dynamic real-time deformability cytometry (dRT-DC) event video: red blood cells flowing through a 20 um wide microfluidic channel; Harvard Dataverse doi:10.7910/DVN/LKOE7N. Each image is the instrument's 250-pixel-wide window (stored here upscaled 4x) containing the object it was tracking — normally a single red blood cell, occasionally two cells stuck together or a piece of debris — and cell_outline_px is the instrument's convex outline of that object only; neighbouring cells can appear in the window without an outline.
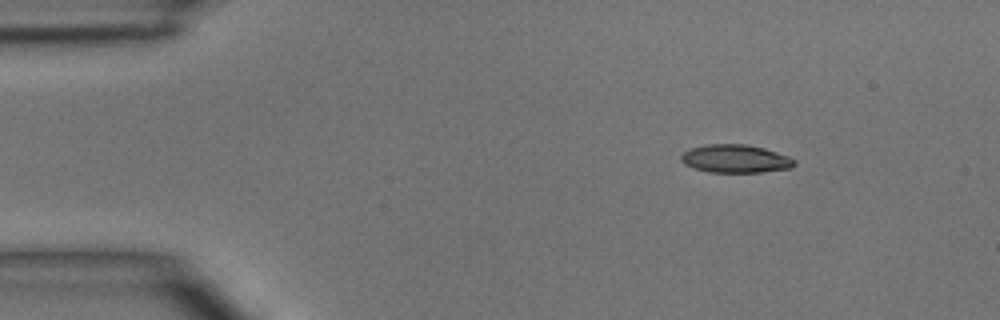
{"species": "common noctule bat (a hibernating species)", "species_latin": "Nyctalus noctula", "temperature_condition": "room temperature", "stored_images_in_passage": 2, "camera_frame_rate_fps": 3000, "um_per_image_px": 0.085, "animal": {"sex": "male", "body_mass_g": 15.6}, "frame": {"image": 1, "passage_image": 1, "time_ms": 0.0, "image_size_px": [1000, 320], "cell_outline_px": [[796, 164], [792, 168], [760, 172], [708, 172], [692, 168], [684, 164], [680, 160], [680, 156], [688, 148], [704, 144], [744, 144], [764, 148], [788, 156], [796, 160]], "centroid_in_image_um": [62.48, 13.49], "position_along_channel_um": 22.5, "area_um2": 18.79}}